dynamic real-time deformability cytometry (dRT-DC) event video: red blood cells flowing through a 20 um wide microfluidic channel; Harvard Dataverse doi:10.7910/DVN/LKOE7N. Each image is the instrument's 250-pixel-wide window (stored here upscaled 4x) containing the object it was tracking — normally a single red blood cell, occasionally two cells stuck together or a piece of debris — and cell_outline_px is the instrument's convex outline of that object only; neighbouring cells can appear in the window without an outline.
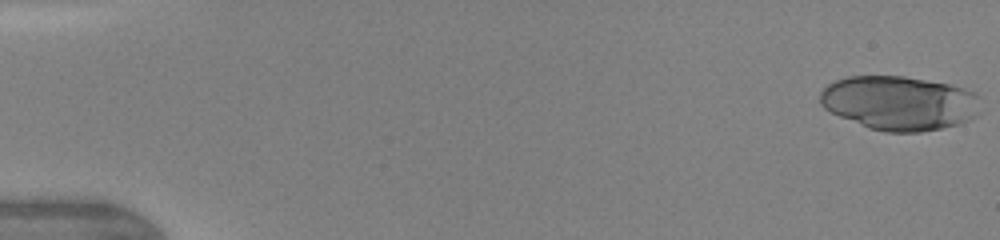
{"species": "human", "species_latin": "Homo sapiens", "temperature_condition": "warm", "stored_images_in_passage": 10, "camera_frame_rate_fps": 3000, "um_per_image_px": 0.085, "donor": {"sex": "female"}, "frame": {"image": 1, "passage_image": 1, "time_ms": 0.0, "image_size_px": [1000, 240], "cell_outline_px": [[980, 112], [976, 116], [960, 124], [920, 132], [884, 132], [868, 128], [840, 116], [824, 108], [820, 104], [820, 92], [828, 84], [836, 80], [848, 76], [904, 76], [948, 84], [964, 88], [976, 92], [980, 96]], "centroid_in_image_um": [76.48, 8.75], "position_along_channel_um": 8.5, "area_um2": 50.98}}